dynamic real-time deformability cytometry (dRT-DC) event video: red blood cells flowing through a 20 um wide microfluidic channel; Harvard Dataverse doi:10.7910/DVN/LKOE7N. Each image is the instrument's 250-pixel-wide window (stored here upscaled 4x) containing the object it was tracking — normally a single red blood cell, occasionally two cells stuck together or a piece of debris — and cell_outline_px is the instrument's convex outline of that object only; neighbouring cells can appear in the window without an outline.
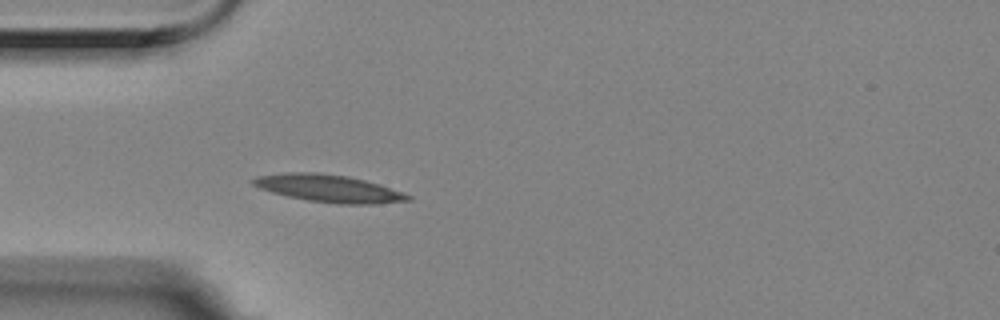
{"species": "Egyptian fruit bat (a non-hibernating species)", "species_latin": "Rousettus aegyptiacus", "temperature_condition": "room temperature", "stored_images_in_passage": 2, "camera_frame_rate_fps": 3000, "um_per_image_px": 0.085, "animal": {"sex": "female"}, "frame": {"image": 1, "passage_image": 2, "time_ms": 0.333, "image_size_px": [1000, 320], "cell_outline_px": [[412, 200], [376, 204], [340, 204], [308, 200], [288, 196], [272, 192], [260, 188], [252, 184], [248, 180], [256, 176], [288, 172], [316, 172], [348, 176], [364, 180], [412, 196]], "centroid_in_image_um": [27.89, 16.01], "position_along_channel_um": 57.1, "area_um2": 24.51}}